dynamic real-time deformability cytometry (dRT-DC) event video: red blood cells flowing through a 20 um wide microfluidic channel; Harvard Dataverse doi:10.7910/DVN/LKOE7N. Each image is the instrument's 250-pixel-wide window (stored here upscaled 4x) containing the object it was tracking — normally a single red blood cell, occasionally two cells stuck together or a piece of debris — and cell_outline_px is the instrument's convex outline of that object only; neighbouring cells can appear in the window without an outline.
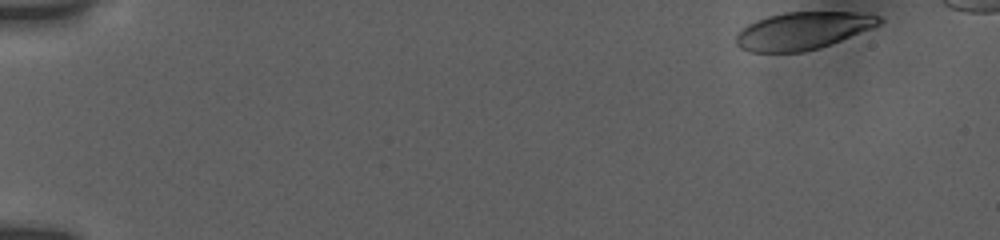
{"species": "human", "species_latin": "Homo sapiens", "temperature_condition": "room temperature", "stored_images_in_passage": 31, "camera_frame_rate_fps": 3000, "um_per_image_px": 0.085, "donor": {"sex": "female"}, "frame": {"image": 1, "passage_image": 1, "time_ms": 0.0, "image_size_px": [1000, 240], "cell_outline_px": [[884, 20], [880, 24], [872, 28], [840, 40], [804, 52], [748, 52], [740, 48], [736, 44], [736, 36], [748, 24], [756, 20], [768, 16], [784, 12], [856, 12], [880, 16]], "centroid_in_image_um": [68.22, 2.61], "position_along_channel_um": 16.8, "area_um2": 30.98}}
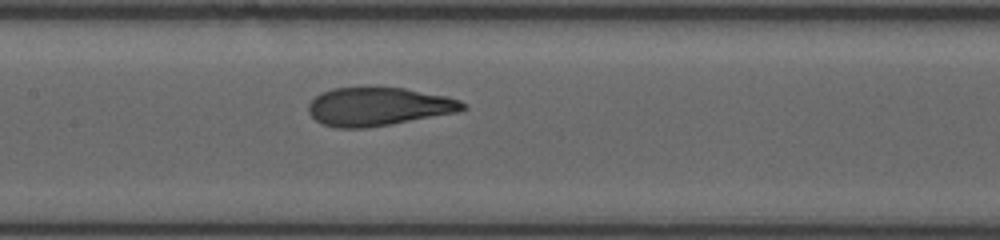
{"frame": {"image": 2, "passage_image": 16, "time_ms": 8.0, "image_size_px": [1000, 240], "cell_outline_px": [[468, 108], [456, 112], [368, 128], [336, 128], [324, 124], [316, 120], [308, 112], [308, 104], [320, 92], [332, 88], [404, 88], [448, 96], [460, 100], [468, 104]], "centroid_in_image_um": [32.17, 9.06], "position_along_channel_um": 175.2, "area_um2": 34.39}}
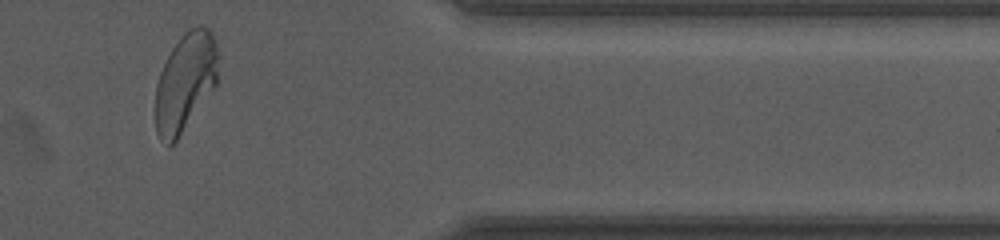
{"frame": {"image": 3, "passage_image": 27, "time_ms": 14.333, "image_size_px": [1000, 240], "cell_outline_px": [[216, 84], [176, 140], [168, 148], [160, 140], [156, 132], [156, 84], [160, 72], [172, 48], [180, 36], [184, 32], [192, 28], [208, 28], [212, 32], [216, 40]], "centroid_in_image_um": [15.71, 7.0], "position_along_channel_um": 395.7, "area_um2": 35.2}}